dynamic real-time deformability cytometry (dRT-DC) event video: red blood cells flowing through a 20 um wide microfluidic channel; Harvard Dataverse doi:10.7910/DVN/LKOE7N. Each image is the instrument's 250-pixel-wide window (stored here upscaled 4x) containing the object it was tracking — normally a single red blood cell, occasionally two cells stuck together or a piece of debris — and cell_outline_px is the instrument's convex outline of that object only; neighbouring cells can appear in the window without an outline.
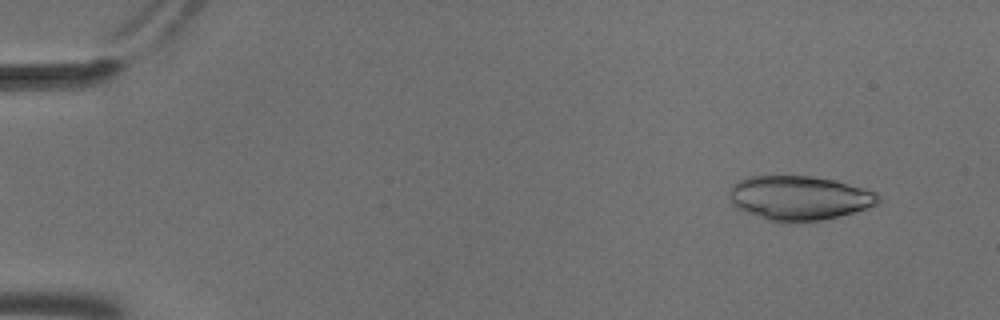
{"species": "common noctule bat (a hibernating species)", "species_latin": "Nyctalus noctula", "temperature_condition": "cold", "stored_images_in_passage": 6, "camera_frame_rate_fps": 3000, "um_per_image_px": 0.085, "animal": {"sex": "male", "body_mass_g": 18.8}, "frame": {"image": 1, "passage_image": 2, "time_ms": 0.333, "image_size_px": [1000, 320], "cell_outline_px": [[880, 204], [852, 212], [820, 220], [800, 224], [788, 224], [768, 220], [748, 212], [732, 204], [732, 184], [740, 180], [752, 176], [812, 176], [832, 180], [876, 192], [880, 196]], "centroid_in_image_um": [67.96, 16.85], "position_along_channel_um": 17.0, "area_um2": 38.15}}